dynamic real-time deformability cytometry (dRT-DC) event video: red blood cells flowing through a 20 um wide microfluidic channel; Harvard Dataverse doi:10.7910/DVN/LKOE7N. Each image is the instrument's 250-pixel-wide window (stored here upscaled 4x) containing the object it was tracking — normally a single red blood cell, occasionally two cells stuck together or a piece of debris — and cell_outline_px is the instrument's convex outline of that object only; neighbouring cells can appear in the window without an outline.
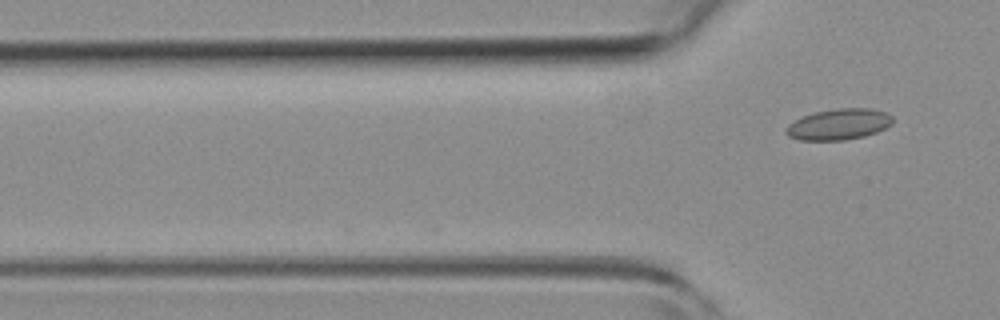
{"species": "common noctule bat (a hibernating species)", "species_latin": "Nyctalus noctula", "temperature_condition": "room temperature", "stored_images_in_passage": 2, "camera_frame_rate_fps": 3000, "um_per_image_px": 0.085, "animal": {"sex": "female", "body_mass_g": 19.3, "forearm_length_mm": 54.1}, "frame": {"image": 1, "passage_image": 2, "time_ms": 0.333, "image_size_px": [1000, 320], "cell_outline_px": [[892, 124], [876, 132], [864, 136], [844, 140], [800, 140], [788, 136], [784, 132], [784, 128], [788, 124], [812, 112], [836, 108], [872, 108], [888, 112], [892, 116]], "centroid_in_image_um": [71.29, 10.55], "position_along_channel_um": 54.5, "area_um2": 19.42}}